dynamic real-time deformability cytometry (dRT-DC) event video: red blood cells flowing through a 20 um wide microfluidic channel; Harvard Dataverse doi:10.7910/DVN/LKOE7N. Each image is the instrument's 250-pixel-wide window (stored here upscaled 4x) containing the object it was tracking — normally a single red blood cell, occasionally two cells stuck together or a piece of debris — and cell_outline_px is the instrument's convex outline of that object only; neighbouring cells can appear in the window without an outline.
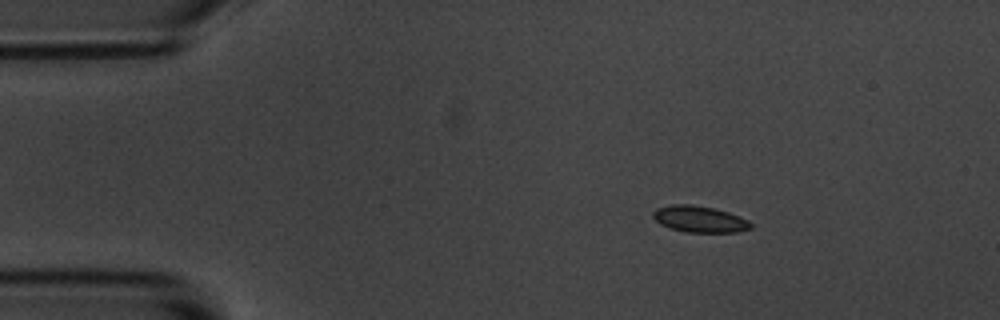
{"species": "common noctule bat (a hibernating species)", "species_latin": "Nyctalus noctula", "temperature_condition": "room temperature", "stored_images_in_passage": 4, "camera_frame_rate_fps": 3000, "um_per_image_px": 0.085, "animal": {"sex": "male", "body_mass_g": 20.1, "forearm_length_mm": 53.5}, "frame": {"image": 1, "passage_image": 2, "time_ms": 1.333, "image_size_px": [1000, 320], "cell_outline_px": [[752, 228], [736, 232], [688, 232], [668, 228], [660, 224], [652, 216], [652, 212], [656, 208], [672, 204], [692, 204], [712, 208], [728, 212], [748, 220], [752, 224]], "centroid_in_image_um": [59.43, 18.62], "position_along_channel_um": 25.6, "area_um2": 15.03}}
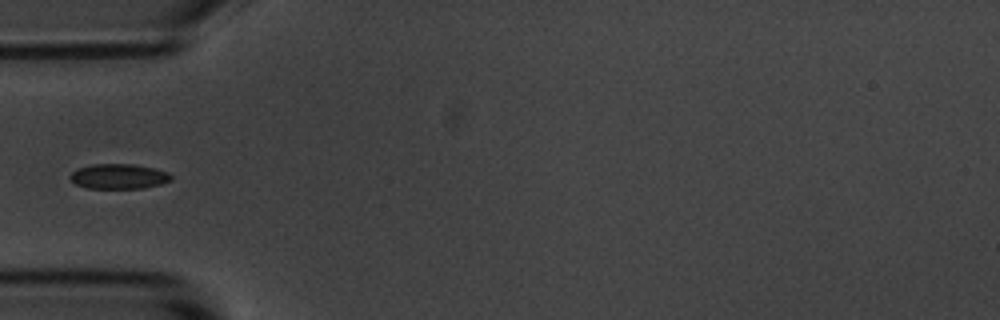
{"frame": {"image": 2, "passage_image": 4, "time_ms": 4.333, "image_size_px": [1000, 320], "cell_outline_px": [[172, 180], [160, 184], [144, 188], [88, 188], [76, 184], [68, 176], [76, 168], [92, 164], [132, 164], [156, 168], [168, 172], [172, 176]], "centroid_in_image_um": [10.1, 14.98], "position_along_channel_um": 74.9, "area_um2": 14.8}}